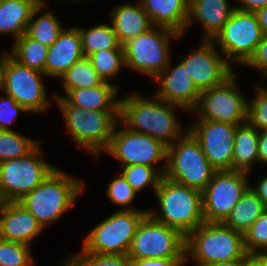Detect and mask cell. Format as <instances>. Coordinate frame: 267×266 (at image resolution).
Returning a JSON list of instances; mask_svg holds the SVG:
<instances>
[{
  "label": "cell",
  "mask_w": 267,
  "mask_h": 266,
  "mask_svg": "<svg viewBox=\"0 0 267 266\" xmlns=\"http://www.w3.org/2000/svg\"><path fill=\"white\" fill-rule=\"evenodd\" d=\"M154 96L155 99L152 100L144 99L139 93L133 92L121 98L118 122H122L130 130L149 135L168 147L187 131H181L182 127L174 113L175 107L185 109Z\"/></svg>",
  "instance_id": "6da1fadb"
},
{
  "label": "cell",
  "mask_w": 267,
  "mask_h": 266,
  "mask_svg": "<svg viewBox=\"0 0 267 266\" xmlns=\"http://www.w3.org/2000/svg\"><path fill=\"white\" fill-rule=\"evenodd\" d=\"M83 189V182L56 168L18 203L44 228L73 207Z\"/></svg>",
  "instance_id": "7a4b0ae2"
},
{
  "label": "cell",
  "mask_w": 267,
  "mask_h": 266,
  "mask_svg": "<svg viewBox=\"0 0 267 266\" xmlns=\"http://www.w3.org/2000/svg\"><path fill=\"white\" fill-rule=\"evenodd\" d=\"M63 113L68 133L82 148L98 158L106 151L114 128L120 118V110H87L70 104L64 97L53 94Z\"/></svg>",
  "instance_id": "3957f363"
},
{
  "label": "cell",
  "mask_w": 267,
  "mask_h": 266,
  "mask_svg": "<svg viewBox=\"0 0 267 266\" xmlns=\"http://www.w3.org/2000/svg\"><path fill=\"white\" fill-rule=\"evenodd\" d=\"M161 214L148 211L155 220L179 230L185 237L205 222L202 192L163 176L155 191Z\"/></svg>",
  "instance_id": "277c9868"
},
{
  "label": "cell",
  "mask_w": 267,
  "mask_h": 266,
  "mask_svg": "<svg viewBox=\"0 0 267 266\" xmlns=\"http://www.w3.org/2000/svg\"><path fill=\"white\" fill-rule=\"evenodd\" d=\"M246 255L243 235L223 223L204 222L186 237V258L198 266L243 260Z\"/></svg>",
  "instance_id": "5b68a950"
},
{
  "label": "cell",
  "mask_w": 267,
  "mask_h": 266,
  "mask_svg": "<svg viewBox=\"0 0 267 266\" xmlns=\"http://www.w3.org/2000/svg\"><path fill=\"white\" fill-rule=\"evenodd\" d=\"M215 172L199 141L188 129L167 147L164 177L171 181L202 192Z\"/></svg>",
  "instance_id": "8992f818"
},
{
  "label": "cell",
  "mask_w": 267,
  "mask_h": 266,
  "mask_svg": "<svg viewBox=\"0 0 267 266\" xmlns=\"http://www.w3.org/2000/svg\"><path fill=\"white\" fill-rule=\"evenodd\" d=\"M147 211L123 208L97 224L84 239V252L102 255H127L132 238Z\"/></svg>",
  "instance_id": "52a82bcc"
},
{
  "label": "cell",
  "mask_w": 267,
  "mask_h": 266,
  "mask_svg": "<svg viewBox=\"0 0 267 266\" xmlns=\"http://www.w3.org/2000/svg\"><path fill=\"white\" fill-rule=\"evenodd\" d=\"M180 37L171 29L153 26L123 44L125 66L155 79L171 60L170 39Z\"/></svg>",
  "instance_id": "ba28073f"
},
{
  "label": "cell",
  "mask_w": 267,
  "mask_h": 266,
  "mask_svg": "<svg viewBox=\"0 0 267 266\" xmlns=\"http://www.w3.org/2000/svg\"><path fill=\"white\" fill-rule=\"evenodd\" d=\"M39 147L22 158L0 163V195L4 202H18L57 168L43 160Z\"/></svg>",
  "instance_id": "9c48e42d"
},
{
  "label": "cell",
  "mask_w": 267,
  "mask_h": 266,
  "mask_svg": "<svg viewBox=\"0 0 267 266\" xmlns=\"http://www.w3.org/2000/svg\"><path fill=\"white\" fill-rule=\"evenodd\" d=\"M130 259L186 257V237L147 214L132 238Z\"/></svg>",
  "instance_id": "30bf717a"
},
{
  "label": "cell",
  "mask_w": 267,
  "mask_h": 266,
  "mask_svg": "<svg viewBox=\"0 0 267 266\" xmlns=\"http://www.w3.org/2000/svg\"><path fill=\"white\" fill-rule=\"evenodd\" d=\"M262 37L255 13L235 9L212 41L220 46L230 64L245 65L254 55Z\"/></svg>",
  "instance_id": "8fae6325"
},
{
  "label": "cell",
  "mask_w": 267,
  "mask_h": 266,
  "mask_svg": "<svg viewBox=\"0 0 267 266\" xmlns=\"http://www.w3.org/2000/svg\"><path fill=\"white\" fill-rule=\"evenodd\" d=\"M42 76L46 77L44 73L22 65L4 52L1 90L32 113L46 112L48 107Z\"/></svg>",
  "instance_id": "7c38bea8"
},
{
  "label": "cell",
  "mask_w": 267,
  "mask_h": 266,
  "mask_svg": "<svg viewBox=\"0 0 267 266\" xmlns=\"http://www.w3.org/2000/svg\"><path fill=\"white\" fill-rule=\"evenodd\" d=\"M199 120L240 125L247 122L248 101L239 93L234 73L222 84L200 92Z\"/></svg>",
  "instance_id": "4fadbf2b"
},
{
  "label": "cell",
  "mask_w": 267,
  "mask_h": 266,
  "mask_svg": "<svg viewBox=\"0 0 267 266\" xmlns=\"http://www.w3.org/2000/svg\"><path fill=\"white\" fill-rule=\"evenodd\" d=\"M248 173L216 171L202 191L203 217L207 223H223L249 185Z\"/></svg>",
  "instance_id": "5bb4252c"
},
{
  "label": "cell",
  "mask_w": 267,
  "mask_h": 266,
  "mask_svg": "<svg viewBox=\"0 0 267 266\" xmlns=\"http://www.w3.org/2000/svg\"><path fill=\"white\" fill-rule=\"evenodd\" d=\"M117 126L106 152L119 159L122 166L140 164L155 168L154 163L166 161L167 146L161 141L130 130L125 125L117 131Z\"/></svg>",
  "instance_id": "9a60e30c"
},
{
  "label": "cell",
  "mask_w": 267,
  "mask_h": 266,
  "mask_svg": "<svg viewBox=\"0 0 267 266\" xmlns=\"http://www.w3.org/2000/svg\"><path fill=\"white\" fill-rule=\"evenodd\" d=\"M188 130L199 141L207 160L216 171L232 170L235 124L198 120Z\"/></svg>",
  "instance_id": "2e32d148"
},
{
  "label": "cell",
  "mask_w": 267,
  "mask_h": 266,
  "mask_svg": "<svg viewBox=\"0 0 267 266\" xmlns=\"http://www.w3.org/2000/svg\"><path fill=\"white\" fill-rule=\"evenodd\" d=\"M215 47L212 40L203 39L197 50L180 59L200 92L222 84L234 73L231 64Z\"/></svg>",
  "instance_id": "e0dca14e"
},
{
  "label": "cell",
  "mask_w": 267,
  "mask_h": 266,
  "mask_svg": "<svg viewBox=\"0 0 267 266\" xmlns=\"http://www.w3.org/2000/svg\"><path fill=\"white\" fill-rule=\"evenodd\" d=\"M170 68L171 61L154 79L160 85L155 95L168 103L182 106L185 111L192 112L198 104L200 91L181 61L173 69Z\"/></svg>",
  "instance_id": "ac0fdd59"
},
{
  "label": "cell",
  "mask_w": 267,
  "mask_h": 266,
  "mask_svg": "<svg viewBox=\"0 0 267 266\" xmlns=\"http://www.w3.org/2000/svg\"><path fill=\"white\" fill-rule=\"evenodd\" d=\"M43 228L36 217L18 202H4L0 210V238L30 245Z\"/></svg>",
  "instance_id": "d6986e66"
},
{
  "label": "cell",
  "mask_w": 267,
  "mask_h": 266,
  "mask_svg": "<svg viewBox=\"0 0 267 266\" xmlns=\"http://www.w3.org/2000/svg\"><path fill=\"white\" fill-rule=\"evenodd\" d=\"M82 57L84 54L78 27L64 28L48 49L44 74L60 78Z\"/></svg>",
  "instance_id": "ffe728a7"
},
{
  "label": "cell",
  "mask_w": 267,
  "mask_h": 266,
  "mask_svg": "<svg viewBox=\"0 0 267 266\" xmlns=\"http://www.w3.org/2000/svg\"><path fill=\"white\" fill-rule=\"evenodd\" d=\"M228 2L229 0H189L186 28L195 18L203 26L204 40H213L235 10V6Z\"/></svg>",
  "instance_id": "44dd1931"
},
{
  "label": "cell",
  "mask_w": 267,
  "mask_h": 266,
  "mask_svg": "<svg viewBox=\"0 0 267 266\" xmlns=\"http://www.w3.org/2000/svg\"><path fill=\"white\" fill-rule=\"evenodd\" d=\"M153 26L171 29L183 36L189 16V0H141Z\"/></svg>",
  "instance_id": "7402d4cb"
},
{
  "label": "cell",
  "mask_w": 267,
  "mask_h": 266,
  "mask_svg": "<svg viewBox=\"0 0 267 266\" xmlns=\"http://www.w3.org/2000/svg\"><path fill=\"white\" fill-rule=\"evenodd\" d=\"M114 32L123 45L131 38L147 32L153 24L141 3L121 4L110 11Z\"/></svg>",
  "instance_id": "603a6c76"
},
{
  "label": "cell",
  "mask_w": 267,
  "mask_h": 266,
  "mask_svg": "<svg viewBox=\"0 0 267 266\" xmlns=\"http://www.w3.org/2000/svg\"><path fill=\"white\" fill-rule=\"evenodd\" d=\"M118 88L108 82L99 86L69 90L64 97L70 104L87 110H120Z\"/></svg>",
  "instance_id": "cb8c5ba5"
},
{
  "label": "cell",
  "mask_w": 267,
  "mask_h": 266,
  "mask_svg": "<svg viewBox=\"0 0 267 266\" xmlns=\"http://www.w3.org/2000/svg\"><path fill=\"white\" fill-rule=\"evenodd\" d=\"M259 131L248 121L236 125L232 171L248 173L258 158Z\"/></svg>",
  "instance_id": "d4e9b609"
},
{
  "label": "cell",
  "mask_w": 267,
  "mask_h": 266,
  "mask_svg": "<svg viewBox=\"0 0 267 266\" xmlns=\"http://www.w3.org/2000/svg\"><path fill=\"white\" fill-rule=\"evenodd\" d=\"M41 0H2L0 5V34H12L14 40L26 31L34 8Z\"/></svg>",
  "instance_id": "484cf974"
},
{
  "label": "cell",
  "mask_w": 267,
  "mask_h": 266,
  "mask_svg": "<svg viewBox=\"0 0 267 266\" xmlns=\"http://www.w3.org/2000/svg\"><path fill=\"white\" fill-rule=\"evenodd\" d=\"M265 209L263 202L249 186L223 224L244 235Z\"/></svg>",
  "instance_id": "4316f807"
},
{
  "label": "cell",
  "mask_w": 267,
  "mask_h": 266,
  "mask_svg": "<svg viewBox=\"0 0 267 266\" xmlns=\"http://www.w3.org/2000/svg\"><path fill=\"white\" fill-rule=\"evenodd\" d=\"M45 4V0H41V2L34 8L25 34L28 37L50 47L57 40L60 32L64 28H62V25L56 18L57 16L51 12L47 11V13L36 17Z\"/></svg>",
  "instance_id": "83f0119b"
},
{
  "label": "cell",
  "mask_w": 267,
  "mask_h": 266,
  "mask_svg": "<svg viewBox=\"0 0 267 266\" xmlns=\"http://www.w3.org/2000/svg\"><path fill=\"white\" fill-rule=\"evenodd\" d=\"M49 47L28 37L25 33L14 40L9 54L19 63L44 73Z\"/></svg>",
  "instance_id": "f1b7e54d"
},
{
  "label": "cell",
  "mask_w": 267,
  "mask_h": 266,
  "mask_svg": "<svg viewBox=\"0 0 267 266\" xmlns=\"http://www.w3.org/2000/svg\"><path fill=\"white\" fill-rule=\"evenodd\" d=\"M78 29L81 36L83 54L86 57L104 49H124L114 32L112 24L103 23L90 29L79 27Z\"/></svg>",
  "instance_id": "f546056e"
},
{
  "label": "cell",
  "mask_w": 267,
  "mask_h": 266,
  "mask_svg": "<svg viewBox=\"0 0 267 266\" xmlns=\"http://www.w3.org/2000/svg\"><path fill=\"white\" fill-rule=\"evenodd\" d=\"M60 78L65 94L72 89L95 87L104 82L86 56L74 63Z\"/></svg>",
  "instance_id": "4dcf8cb0"
},
{
  "label": "cell",
  "mask_w": 267,
  "mask_h": 266,
  "mask_svg": "<svg viewBox=\"0 0 267 266\" xmlns=\"http://www.w3.org/2000/svg\"><path fill=\"white\" fill-rule=\"evenodd\" d=\"M39 145L38 141L11 130H0V163L26 156Z\"/></svg>",
  "instance_id": "1f68e13d"
},
{
  "label": "cell",
  "mask_w": 267,
  "mask_h": 266,
  "mask_svg": "<svg viewBox=\"0 0 267 266\" xmlns=\"http://www.w3.org/2000/svg\"><path fill=\"white\" fill-rule=\"evenodd\" d=\"M165 169L166 162L159 170L154 167L137 164L122 166L121 174L137 193L149 186L155 192L164 176Z\"/></svg>",
  "instance_id": "d6a6232c"
},
{
  "label": "cell",
  "mask_w": 267,
  "mask_h": 266,
  "mask_svg": "<svg viewBox=\"0 0 267 266\" xmlns=\"http://www.w3.org/2000/svg\"><path fill=\"white\" fill-rule=\"evenodd\" d=\"M99 77L108 82L118 75L124 63V49L100 50L88 56Z\"/></svg>",
  "instance_id": "836d02e7"
},
{
  "label": "cell",
  "mask_w": 267,
  "mask_h": 266,
  "mask_svg": "<svg viewBox=\"0 0 267 266\" xmlns=\"http://www.w3.org/2000/svg\"><path fill=\"white\" fill-rule=\"evenodd\" d=\"M30 246L0 238V266H33Z\"/></svg>",
  "instance_id": "e575fe53"
},
{
  "label": "cell",
  "mask_w": 267,
  "mask_h": 266,
  "mask_svg": "<svg viewBox=\"0 0 267 266\" xmlns=\"http://www.w3.org/2000/svg\"><path fill=\"white\" fill-rule=\"evenodd\" d=\"M64 266H131V259L128 255H102L81 249L80 254L70 255L64 260Z\"/></svg>",
  "instance_id": "d590c367"
},
{
  "label": "cell",
  "mask_w": 267,
  "mask_h": 266,
  "mask_svg": "<svg viewBox=\"0 0 267 266\" xmlns=\"http://www.w3.org/2000/svg\"><path fill=\"white\" fill-rule=\"evenodd\" d=\"M247 254L264 253L267 250V208L243 235Z\"/></svg>",
  "instance_id": "8d00e7d4"
},
{
  "label": "cell",
  "mask_w": 267,
  "mask_h": 266,
  "mask_svg": "<svg viewBox=\"0 0 267 266\" xmlns=\"http://www.w3.org/2000/svg\"><path fill=\"white\" fill-rule=\"evenodd\" d=\"M255 98L248 101L247 121L258 131L267 130V88L257 85Z\"/></svg>",
  "instance_id": "74e56055"
},
{
  "label": "cell",
  "mask_w": 267,
  "mask_h": 266,
  "mask_svg": "<svg viewBox=\"0 0 267 266\" xmlns=\"http://www.w3.org/2000/svg\"><path fill=\"white\" fill-rule=\"evenodd\" d=\"M119 175V177L113 179L109 184L107 195L113 203L119 206H129L137 195V192L121 173Z\"/></svg>",
  "instance_id": "f35d334b"
},
{
  "label": "cell",
  "mask_w": 267,
  "mask_h": 266,
  "mask_svg": "<svg viewBox=\"0 0 267 266\" xmlns=\"http://www.w3.org/2000/svg\"><path fill=\"white\" fill-rule=\"evenodd\" d=\"M5 96L0 97V130H11L9 124L17 118L18 113H29V111L18 104L12 97Z\"/></svg>",
  "instance_id": "ab89813d"
},
{
  "label": "cell",
  "mask_w": 267,
  "mask_h": 266,
  "mask_svg": "<svg viewBox=\"0 0 267 266\" xmlns=\"http://www.w3.org/2000/svg\"><path fill=\"white\" fill-rule=\"evenodd\" d=\"M246 66L253 67L261 71V74L266 77L267 75V35H263L260 43L258 44L254 55L245 64Z\"/></svg>",
  "instance_id": "60d3db41"
},
{
  "label": "cell",
  "mask_w": 267,
  "mask_h": 266,
  "mask_svg": "<svg viewBox=\"0 0 267 266\" xmlns=\"http://www.w3.org/2000/svg\"><path fill=\"white\" fill-rule=\"evenodd\" d=\"M186 257L131 259V266H184Z\"/></svg>",
  "instance_id": "b9f144b4"
},
{
  "label": "cell",
  "mask_w": 267,
  "mask_h": 266,
  "mask_svg": "<svg viewBox=\"0 0 267 266\" xmlns=\"http://www.w3.org/2000/svg\"><path fill=\"white\" fill-rule=\"evenodd\" d=\"M241 6H235V9L247 12H255L264 6H267V0H237Z\"/></svg>",
  "instance_id": "7bdbcfd3"
},
{
  "label": "cell",
  "mask_w": 267,
  "mask_h": 266,
  "mask_svg": "<svg viewBox=\"0 0 267 266\" xmlns=\"http://www.w3.org/2000/svg\"><path fill=\"white\" fill-rule=\"evenodd\" d=\"M258 158L259 162L267 165V130L259 131Z\"/></svg>",
  "instance_id": "ee69618b"
},
{
  "label": "cell",
  "mask_w": 267,
  "mask_h": 266,
  "mask_svg": "<svg viewBox=\"0 0 267 266\" xmlns=\"http://www.w3.org/2000/svg\"><path fill=\"white\" fill-rule=\"evenodd\" d=\"M251 189L258 195L259 199L263 202L264 206L267 208V175L260 180L258 185L251 186Z\"/></svg>",
  "instance_id": "f6af8a7d"
},
{
  "label": "cell",
  "mask_w": 267,
  "mask_h": 266,
  "mask_svg": "<svg viewBox=\"0 0 267 266\" xmlns=\"http://www.w3.org/2000/svg\"><path fill=\"white\" fill-rule=\"evenodd\" d=\"M263 35H267V6L254 12Z\"/></svg>",
  "instance_id": "bcb514c9"
},
{
  "label": "cell",
  "mask_w": 267,
  "mask_h": 266,
  "mask_svg": "<svg viewBox=\"0 0 267 266\" xmlns=\"http://www.w3.org/2000/svg\"><path fill=\"white\" fill-rule=\"evenodd\" d=\"M242 266H263V264L253 254H247L242 260Z\"/></svg>",
  "instance_id": "7dc6e473"
},
{
  "label": "cell",
  "mask_w": 267,
  "mask_h": 266,
  "mask_svg": "<svg viewBox=\"0 0 267 266\" xmlns=\"http://www.w3.org/2000/svg\"><path fill=\"white\" fill-rule=\"evenodd\" d=\"M207 266H242V260L216 262V263L209 264Z\"/></svg>",
  "instance_id": "c3c4849f"
},
{
  "label": "cell",
  "mask_w": 267,
  "mask_h": 266,
  "mask_svg": "<svg viewBox=\"0 0 267 266\" xmlns=\"http://www.w3.org/2000/svg\"><path fill=\"white\" fill-rule=\"evenodd\" d=\"M253 255L263 264V266H267V256L264 253H255Z\"/></svg>",
  "instance_id": "681fc988"
},
{
  "label": "cell",
  "mask_w": 267,
  "mask_h": 266,
  "mask_svg": "<svg viewBox=\"0 0 267 266\" xmlns=\"http://www.w3.org/2000/svg\"><path fill=\"white\" fill-rule=\"evenodd\" d=\"M3 65H4V52L3 55L0 57V91L2 88V70H3Z\"/></svg>",
  "instance_id": "f907efd6"
},
{
  "label": "cell",
  "mask_w": 267,
  "mask_h": 266,
  "mask_svg": "<svg viewBox=\"0 0 267 266\" xmlns=\"http://www.w3.org/2000/svg\"><path fill=\"white\" fill-rule=\"evenodd\" d=\"M3 204H4V201H3V199H2V197L0 195V210H1V207H2Z\"/></svg>",
  "instance_id": "816d5d0a"
},
{
  "label": "cell",
  "mask_w": 267,
  "mask_h": 266,
  "mask_svg": "<svg viewBox=\"0 0 267 266\" xmlns=\"http://www.w3.org/2000/svg\"><path fill=\"white\" fill-rule=\"evenodd\" d=\"M66 1H71V2H74V1H78L79 2L80 1L81 2L82 0H66Z\"/></svg>",
  "instance_id": "f5cc1de1"
}]
</instances>
